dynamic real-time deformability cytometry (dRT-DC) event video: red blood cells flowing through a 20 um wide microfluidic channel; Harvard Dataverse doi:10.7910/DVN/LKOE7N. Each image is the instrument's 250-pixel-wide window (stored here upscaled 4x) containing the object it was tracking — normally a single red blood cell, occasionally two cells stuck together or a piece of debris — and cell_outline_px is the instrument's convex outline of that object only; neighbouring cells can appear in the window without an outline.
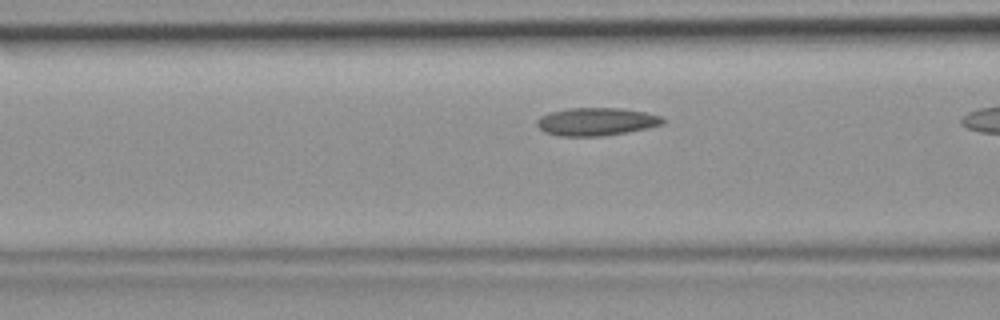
{"species": "common noctule bat (a hibernating species)", "species_latin": "Nyctalus noctula", "temperature_condition": "room temperature", "stored_images_in_passage": 7, "camera_frame_rate_fps": 3000, "um_per_image_px": 0.085, "animal": {"sex": "female", "body_mass_g": 19.9}, "frame": {"image": 1, "passage_image": 6, "time_ms": 1.667, "image_size_px": [1000, 320], "cell_outline_px": [[664, 124], [628, 132], [604, 136], [560, 136], [544, 132], [536, 124], [536, 120], [540, 116], [552, 112], [568, 108], [620, 108], [644, 112], [660, 116], [664, 120]], "centroid_in_image_um": [50.67, 10.34], "position_along_channel_um": 115.9, "area_um2": 20.4}}